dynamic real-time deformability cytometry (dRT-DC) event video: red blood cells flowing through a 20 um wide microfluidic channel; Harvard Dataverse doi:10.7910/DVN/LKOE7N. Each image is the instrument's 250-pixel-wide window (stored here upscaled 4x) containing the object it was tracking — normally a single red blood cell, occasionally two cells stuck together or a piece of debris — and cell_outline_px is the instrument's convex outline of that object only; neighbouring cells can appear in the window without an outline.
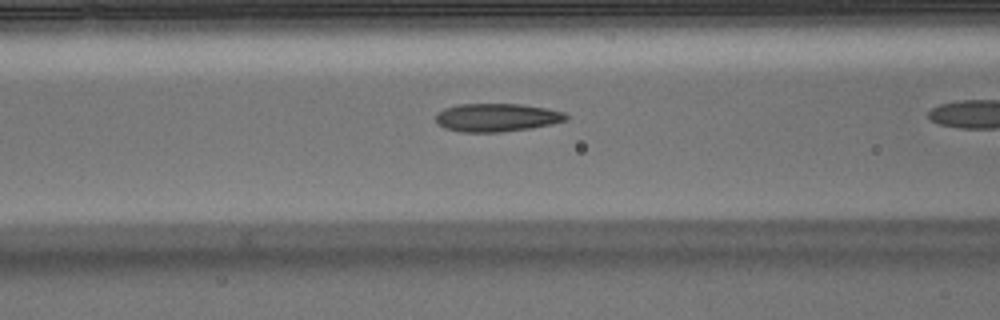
{"species": "Egyptian fruit bat (a non-hibernating species)", "species_latin": "Rousettus aegyptiacus", "temperature_condition": "warm", "stored_images_in_passage": 16, "camera_frame_rate_fps": 3000, "um_per_image_px": 0.085, "animal": {"sex": "male"}, "frame": {"image": 1, "passage_image": 14, "time_ms": 4.333, "image_size_px": [1000, 320], "cell_outline_px": [[568, 120], [552, 124], [532, 128], [500, 132], [460, 132], [444, 128], [436, 120], [436, 116], [444, 108], [460, 104], [520, 104], [548, 108], [564, 112], [568, 116]], "centroid_in_image_um": [42.27, 9.99], "position_along_channel_um": 124.3, "area_um2": 21.44}}